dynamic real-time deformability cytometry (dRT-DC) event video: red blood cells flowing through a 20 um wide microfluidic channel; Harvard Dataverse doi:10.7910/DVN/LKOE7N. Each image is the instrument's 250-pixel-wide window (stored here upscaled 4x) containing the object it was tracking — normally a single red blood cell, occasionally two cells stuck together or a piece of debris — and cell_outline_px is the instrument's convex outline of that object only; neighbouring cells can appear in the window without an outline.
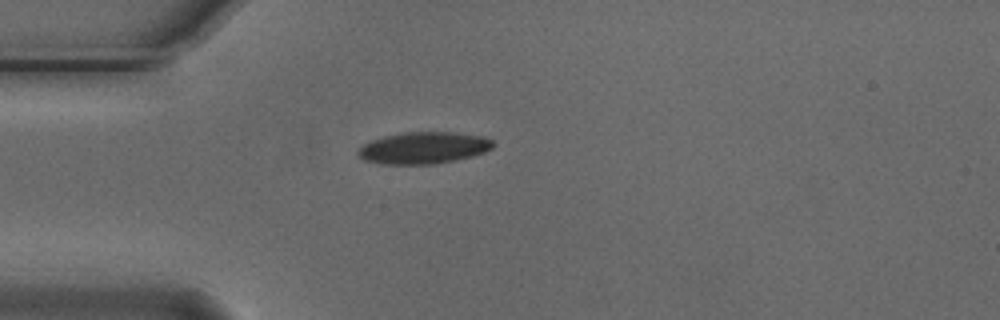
{"species": "Egyptian fruit bat (a non-hibernating species)", "species_latin": "Rousettus aegyptiacus", "temperature_condition": "cold", "stored_images_in_passage": 1, "camera_frame_rate_fps": 3000, "um_per_image_px": 0.085, "animal": {"sex": "male"}, "frame": {"image": 1, "passage_image": 1, "time_ms": 0.0, "image_size_px": [1000, 320], "cell_outline_px": [[496, 144], [492, 148], [484, 152], [472, 156], [456, 160], [432, 164], [380, 164], [364, 160], [356, 152], [364, 144], [372, 140], [384, 136], [404, 132], [452, 132], [484, 136], [492, 140]], "centroid_in_image_um": [36.02, 12.57], "position_along_channel_um": 49.0, "area_um2": 25.03}}